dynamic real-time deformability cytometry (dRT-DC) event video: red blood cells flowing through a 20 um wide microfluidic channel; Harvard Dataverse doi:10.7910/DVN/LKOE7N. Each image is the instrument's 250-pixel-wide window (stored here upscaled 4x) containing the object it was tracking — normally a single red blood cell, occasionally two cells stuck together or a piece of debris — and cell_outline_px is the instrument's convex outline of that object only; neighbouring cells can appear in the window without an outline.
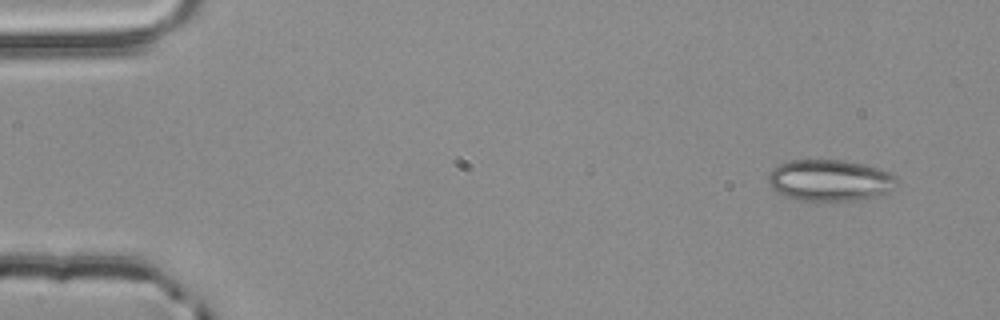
{"species": "common noctule bat (a hibernating species)", "species_latin": "Nyctalus noctula", "temperature_condition": "room temperature", "stored_images_in_passage": 14, "camera_frame_rate_fps": 3000, "um_per_image_px": 0.085, "animal": {"sex": "male", "body_mass_g": 20.4}, "frame": {"image": 1, "passage_image": 1, "time_ms": 0.0, "image_size_px": [1000, 320], "cell_outline_px": [[900, 180], [888, 192], [880, 196], [852, 200], [796, 200], [784, 196], [776, 192], [768, 184], [768, 176], [772, 168], [776, 164], [788, 160], [844, 160], [864, 164], [888, 172], [896, 176]], "centroid_in_image_um": [70.5, 15.32], "position_along_channel_um": 14.5, "area_um2": 31.27}}